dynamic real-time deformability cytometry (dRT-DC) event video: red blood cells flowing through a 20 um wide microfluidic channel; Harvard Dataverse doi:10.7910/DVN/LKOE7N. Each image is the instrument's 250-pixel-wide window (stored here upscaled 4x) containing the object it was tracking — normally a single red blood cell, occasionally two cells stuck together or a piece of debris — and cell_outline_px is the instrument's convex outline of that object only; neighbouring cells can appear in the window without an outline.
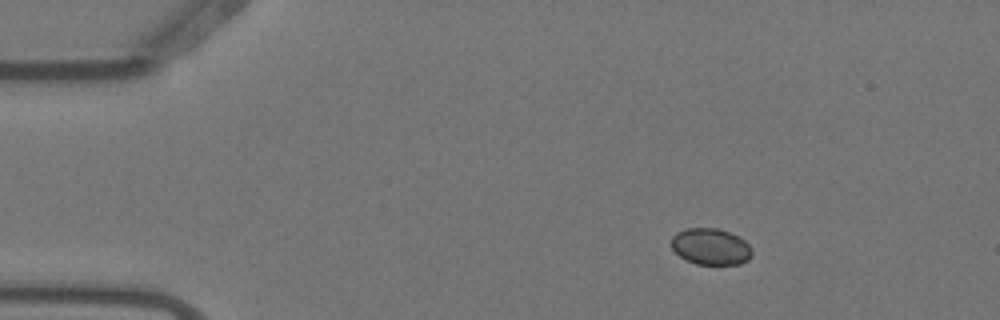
{"species": "Egyptian fruit bat (a non-hibernating species)", "species_latin": "Rousettus aegyptiacus", "temperature_condition": "warm", "stored_images_in_passage": 3, "camera_frame_rate_fps": 3000, "um_per_image_px": 0.085, "animal": {"sex": "female"}, "frame": {"image": 1, "passage_image": 1, "time_ms": 0.0, "image_size_px": [1000, 320], "cell_outline_px": [[752, 256], [748, 260], [740, 264], [696, 264], [680, 256], [672, 248], [672, 236], [676, 232], [688, 228], [720, 228], [740, 236], [752, 248]], "centroid_in_image_um": [60.44, 20.95], "position_along_channel_um": 24.6, "area_um2": 17.22}}
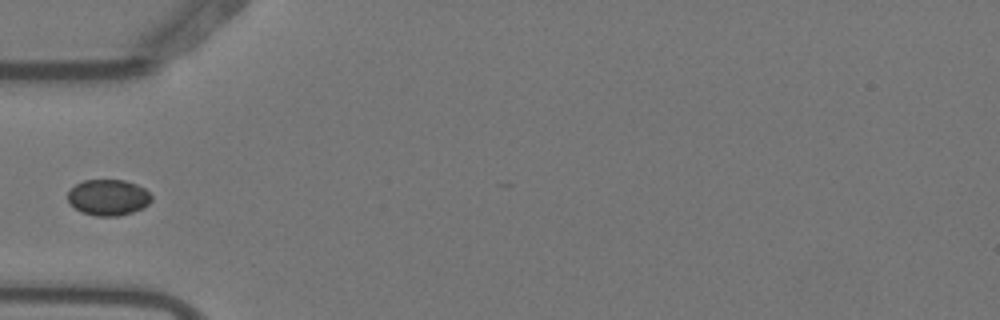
{"frame": {"image": 2, "passage_image": 3, "time_ms": 0.667, "image_size_px": [1000, 320], "cell_outline_px": [[152, 200], [148, 204], [132, 212], [116, 216], [96, 216], [80, 212], [68, 200], [68, 192], [76, 184], [84, 180], [124, 180], [136, 184], [144, 188], [152, 196]], "centroid_in_image_um": [9.2, 16.78], "position_along_channel_um": 75.8, "area_um2": 17.4}}